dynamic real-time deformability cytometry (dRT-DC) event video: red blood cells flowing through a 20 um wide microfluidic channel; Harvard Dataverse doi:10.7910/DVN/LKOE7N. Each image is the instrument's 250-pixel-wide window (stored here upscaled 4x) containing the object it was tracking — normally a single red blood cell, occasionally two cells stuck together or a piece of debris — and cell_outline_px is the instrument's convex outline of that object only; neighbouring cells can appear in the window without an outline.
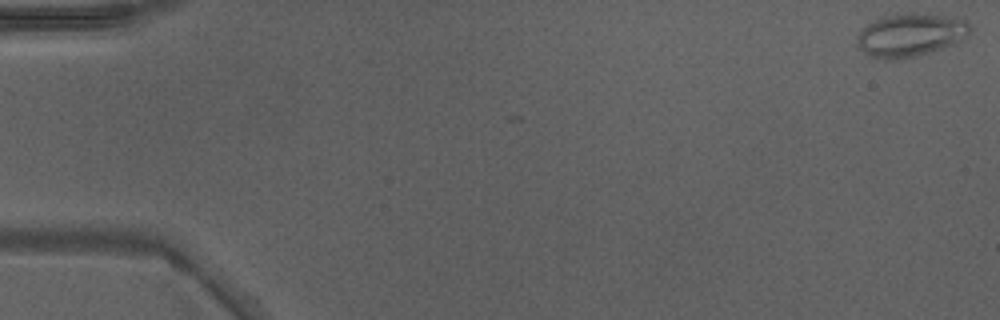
{"species": "Egyptian fruit bat (a non-hibernating species)", "species_latin": "Rousettus aegyptiacus", "temperature_condition": "warm", "stored_images_in_passage": 5, "camera_frame_rate_fps": 3000, "um_per_image_px": 0.085, "animal": {"sex": "male"}, "frame": {"image": 1, "passage_image": 1, "time_ms": 0.0, "image_size_px": [1000, 320], "cell_outline_px": [[972, 28], [956, 44], [916, 56], [896, 60], [888, 60], [872, 56], [864, 52], [856, 44], [856, 36], [868, 24], [884, 16], [896, 12], [912, 12], [944, 16], [964, 20]], "centroid_in_image_um": [77.35, 2.97], "position_along_channel_um": 7.6, "area_um2": 28.32}}